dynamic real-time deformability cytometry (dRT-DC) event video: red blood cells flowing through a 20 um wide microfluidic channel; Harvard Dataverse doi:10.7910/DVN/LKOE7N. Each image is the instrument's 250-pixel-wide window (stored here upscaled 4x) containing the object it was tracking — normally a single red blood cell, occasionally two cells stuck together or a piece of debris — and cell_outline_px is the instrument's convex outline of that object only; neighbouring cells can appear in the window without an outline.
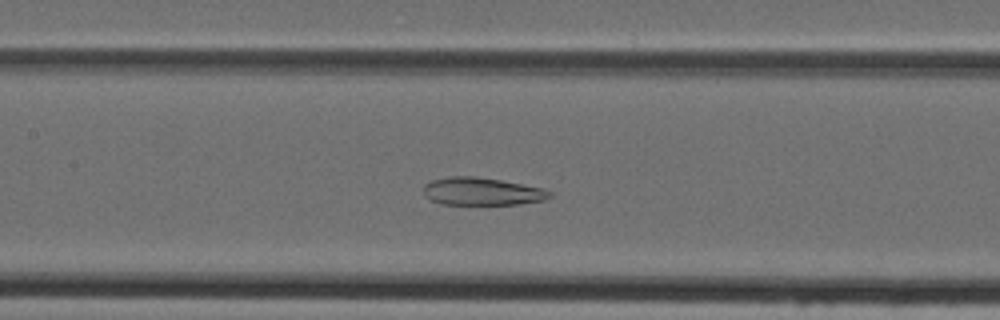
{"species": "Egyptian fruit bat (a non-hibernating species)", "species_latin": "Rousettus aegyptiacus", "temperature_condition": "cold", "stored_images_in_passage": 38, "camera_frame_rate_fps": 3000, "um_per_image_px": 0.085, "animal": {"sex": "female"}, "frame": {"image": 1, "passage_image": 12, "time_ms": 3.667, "image_size_px": [1000, 320], "cell_outline_px": [[552, 196], [544, 200], [520, 204], [440, 204], [424, 196], [424, 184], [432, 180], [452, 176], [476, 176], [500, 180], [544, 188], [552, 192]], "centroid_in_image_um": [40.98, 16.27], "position_along_channel_um": 166.4, "area_um2": 20.4}}
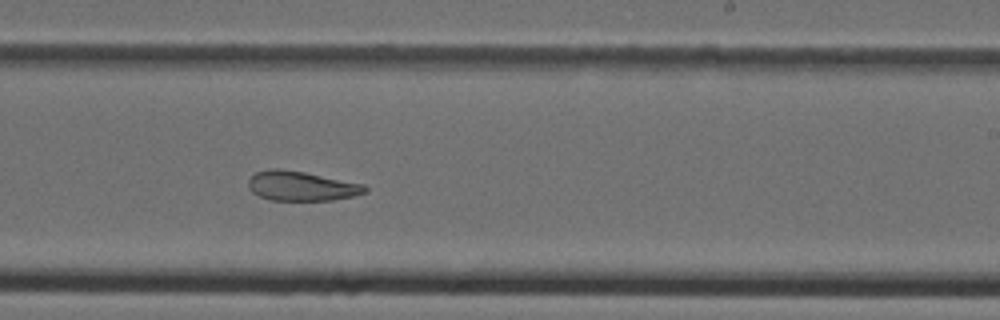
{"frame": {"image": 2, "passage_image": 19, "time_ms": 6.0, "image_size_px": [1000, 320], "cell_outline_px": [[368, 192], [352, 196], [332, 200], [268, 200], [252, 192], [248, 188], [248, 180], [256, 172], [272, 168], [280, 168], [304, 172], [364, 184], [368, 188]], "centroid_in_image_um": [25.61, 15.81], "position_along_channel_um": 263.4, "area_um2": 20.11}}
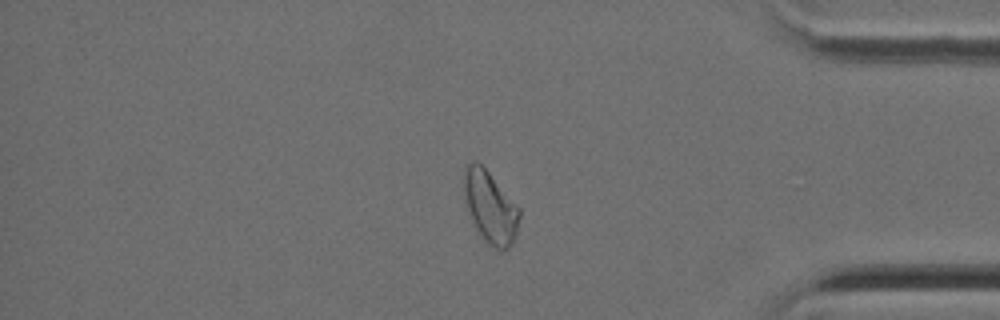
{"frame": {"image": 3, "passage_image": 30, "time_ms": 9.667, "image_size_px": [1000, 320], "cell_outline_px": [[520, 216], [516, 232], [512, 244], [508, 248], [496, 248], [488, 244], [484, 240], [472, 224], [468, 212], [464, 192], [464, 168], [472, 160], [476, 160], [488, 172], [520, 208]], "centroid_in_image_um": [41.65, 17.6], "position_along_channel_um": 393.5, "area_um2": 23.0}}